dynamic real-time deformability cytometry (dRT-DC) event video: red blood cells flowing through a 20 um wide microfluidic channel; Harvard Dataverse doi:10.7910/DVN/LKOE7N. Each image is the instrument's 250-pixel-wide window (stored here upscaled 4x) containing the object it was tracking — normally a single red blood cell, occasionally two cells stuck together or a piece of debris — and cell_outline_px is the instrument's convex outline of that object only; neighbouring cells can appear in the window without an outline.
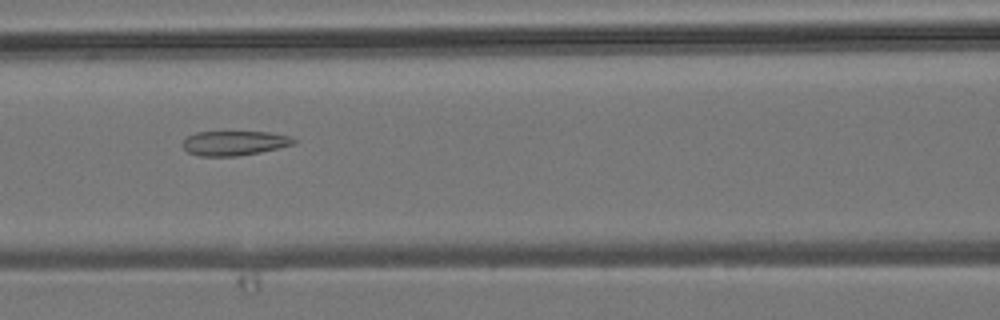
{"species": "common noctule bat (a hibernating species)", "species_latin": "Nyctalus noctula", "temperature_condition": "room temperature", "stored_images_in_passage": 3, "camera_frame_rate_fps": 3000, "um_per_image_px": 0.085, "animal": {"sex": "male", "body_mass_g": 19.2, "forearm_length_mm": 51.8}, "frame": {"image": 1, "passage_image": 3, "time_ms": 3.333, "image_size_px": [1000, 320], "cell_outline_px": [[296, 140], [292, 144], [280, 148], [260, 152], [236, 156], [200, 156], [188, 152], [180, 144], [188, 136], [196, 132], [268, 132], [288, 136]], "centroid_in_image_um": [19.88, 12.17], "position_along_channel_um": 146.7, "area_um2": 15.78}}